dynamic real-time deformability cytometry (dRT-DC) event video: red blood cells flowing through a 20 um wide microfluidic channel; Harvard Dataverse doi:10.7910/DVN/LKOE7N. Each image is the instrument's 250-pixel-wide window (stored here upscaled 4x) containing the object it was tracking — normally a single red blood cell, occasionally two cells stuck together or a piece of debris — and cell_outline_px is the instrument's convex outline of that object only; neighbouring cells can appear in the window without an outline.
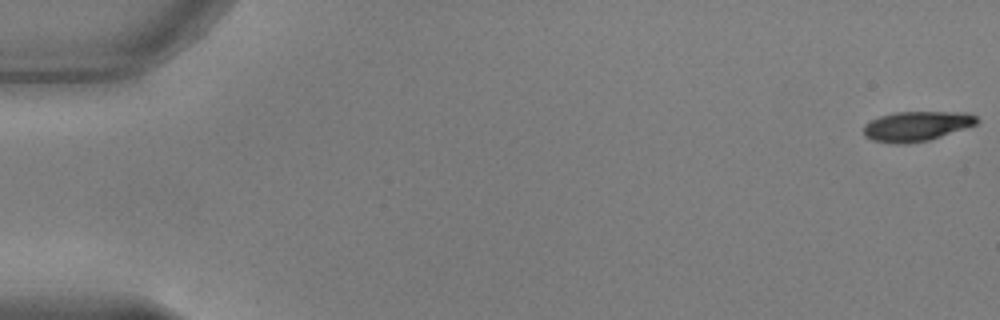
{"species": "common noctule bat (a hibernating species)", "species_latin": "Nyctalus noctula", "temperature_condition": "warm", "stored_images_in_passage": 53, "camera_frame_rate_fps": 3000, "um_per_image_px": 0.085, "animal": {"sex": "male", "body_mass_g": 17.9, "forearm_length_mm": 54.2}, "frame": {"image": 1, "passage_image": 1, "time_ms": 0.0, "image_size_px": [1000, 320], "cell_outline_px": [[980, 120], [976, 124], [928, 140], [904, 144], [896, 144], [872, 140], [864, 136], [864, 124], [880, 116], [892, 112], [968, 112], [976, 116]], "centroid_in_image_um": [77.89, 10.71], "position_along_channel_um": 7.1, "area_um2": 19.59}}
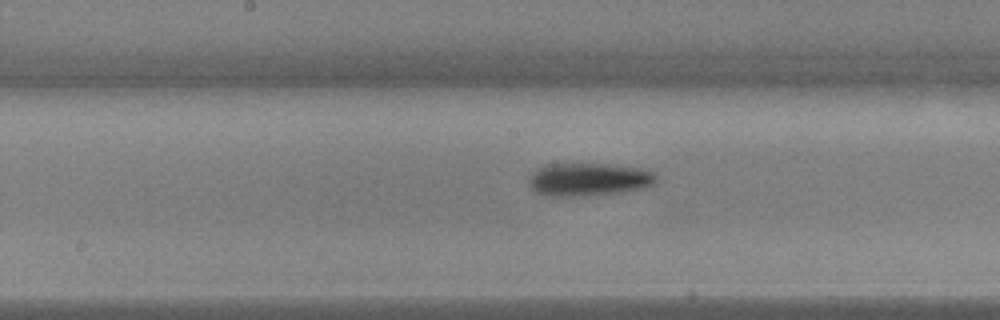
{"frame": {"image": 2, "passage_image": 28, "time_ms": 9.0, "image_size_px": [1000, 320], "cell_outline_px": [[660, 180], [644, 188], [616, 192], [584, 196], [552, 196], [536, 192], [528, 184], [528, 180], [532, 172], [536, 168], [544, 164], [604, 164], [640, 168], [652, 172]], "centroid_in_image_um": [50.0, 15.24], "position_along_channel_um": 198.2, "area_um2": 24.39}}
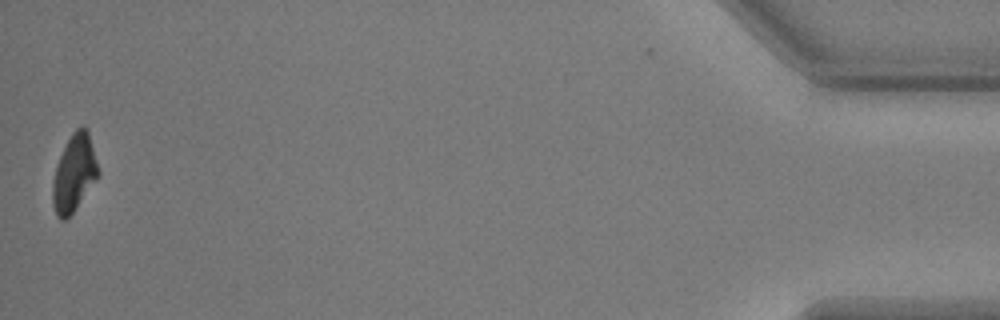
{"frame": {"image": 3, "passage_image": 53, "time_ms": 17.333, "image_size_px": [1000, 320], "cell_outline_px": [[100, 172], [72, 212], [64, 220], [60, 220], [56, 216], [52, 204], [52, 184], [56, 164], [72, 132], [80, 124], [88, 128]], "centroid_in_image_um": [6.29, 14.67], "position_along_channel_um": 428.9, "area_um2": 20.23}, "authors_computed_cell_mechanics": {"area_um2": 22.0796, "velocity_mm_per_s": 3.8279, "shape_relaxation_time_tau1_ms": 3.5023, "shape_relaxation_time_tau2_ms": null, "deformation_change_tau1": 0.1466, "deformation_change_tau2": null}}